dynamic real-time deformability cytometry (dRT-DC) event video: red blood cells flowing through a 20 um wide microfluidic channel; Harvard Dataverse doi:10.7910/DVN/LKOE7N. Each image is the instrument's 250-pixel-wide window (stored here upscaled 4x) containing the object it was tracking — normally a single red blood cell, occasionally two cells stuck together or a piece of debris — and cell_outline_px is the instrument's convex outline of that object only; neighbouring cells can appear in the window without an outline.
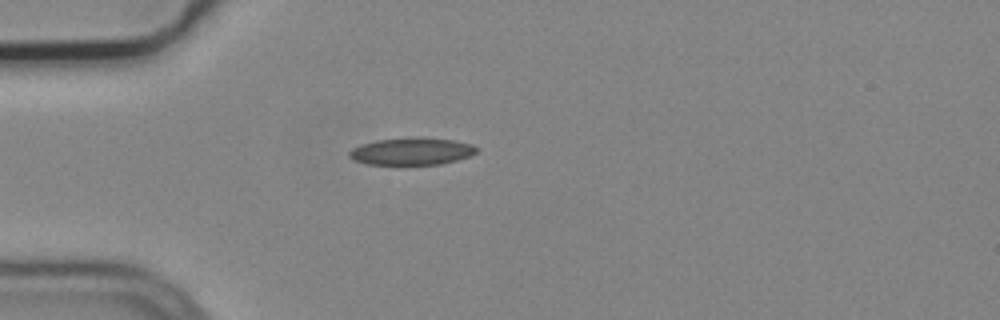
{"species": "common noctule bat (a hibernating species)", "species_latin": "Nyctalus noctula", "temperature_condition": "cold", "stored_images_in_passage": 2, "camera_frame_rate_fps": 3000, "um_per_image_px": 0.085, "animal": {"sex": "male", "body_mass_g": 19.2, "forearm_length_mm": 51.8}, "frame": {"image": 1, "passage_image": 1, "time_ms": 0.0, "image_size_px": [1000, 320], "cell_outline_px": [[476, 152], [468, 156], [456, 160], [440, 164], [368, 164], [352, 160], [348, 156], [348, 152], [352, 148], [360, 144], [376, 140], [416, 136], [452, 140], [472, 144], [476, 148]], "centroid_in_image_um": [34.93, 12.85], "position_along_channel_um": 50.1, "area_um2": 20.23}}